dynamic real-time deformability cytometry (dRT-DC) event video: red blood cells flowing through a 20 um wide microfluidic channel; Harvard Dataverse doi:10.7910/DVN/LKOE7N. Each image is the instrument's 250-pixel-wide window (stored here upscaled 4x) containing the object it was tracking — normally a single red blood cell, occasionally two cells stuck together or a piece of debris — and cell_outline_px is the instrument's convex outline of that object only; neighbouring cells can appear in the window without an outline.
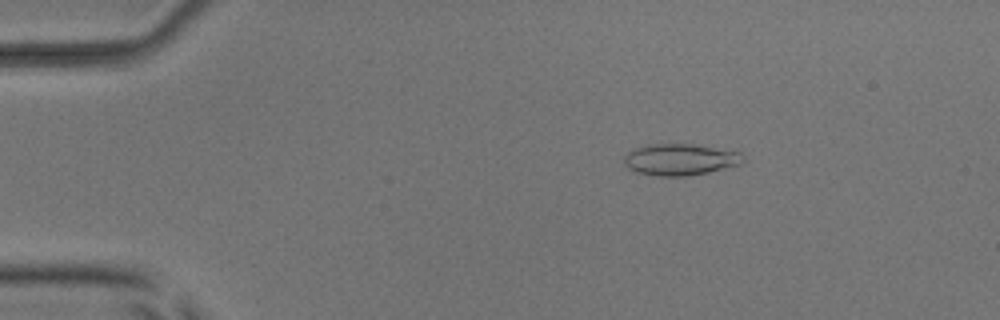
{"species": "common noctule bat (a hibernating species)", "species_latin": "Nyctalus noctula", "temperature_condition": "room temperature", "stored_images_in_passage": 53, "camera_frame_rate_fps": 3000, "um_per_image_px": 0.085, "animal": {"sex": "male", "body_mass_g": 17.9, "forearm_length_mm": 54.2}, "frame": {"image": 1, "passage_image": 9, "time_ms": 2.667, "image_size_px": [1000, 320], "cell_outline_px": [[744, 160], [740, 164], [708, 172], [688, 176], [656, 176], [636, 172], [628, 168], [624, 164], [624, 156], [628, 152], [636, 148], [648, 144], [692, 144], [740, 152], [744, 156]], "centroid_in_image_um": [57.79, 13.56], "position_along_channel_um": 27.2, "area_um2": 21.79}}
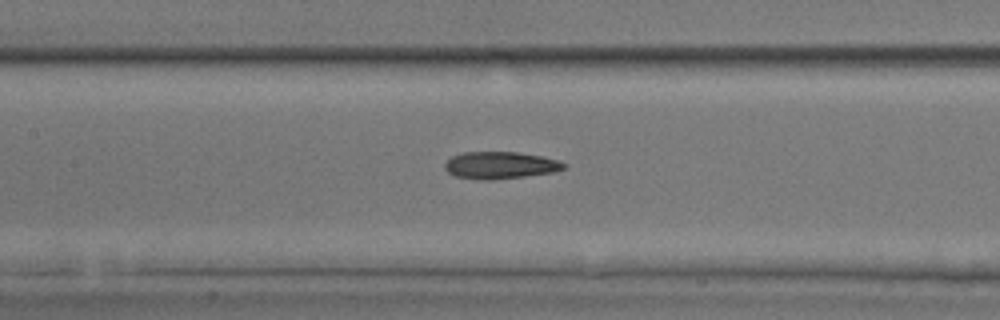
{"frame": {"image": 2, "passage_image": 25, "time_ms": 8.0, "image_size_px": [1000, 320], "cell_outline_px": [[568, 164], [564, 168], [552, 172], [524, 176], [492, 180], [476, 180], [456, 176], [448, 172], [444, 168], [444, 164], [452, 156], [464, 152], [516, 152], [540, 156], [556, 160]], "centroid_in_image_um": [42.48, 14.05], "position_along_channel_um": 164.9, "area_um2": 18.67}}
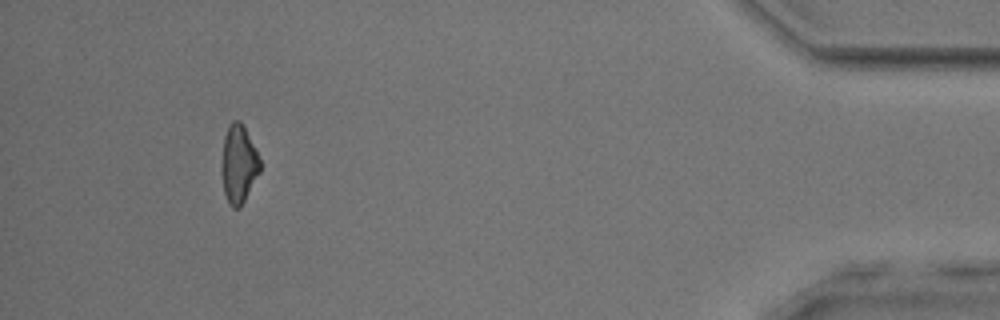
{"frame": {"image": 3, "passage_image": 49, "time_ms": 16.0, "image_size_px": [1000, 320], "cell_outline_px": [[260, 172], [240, 208], [232, 208], [228, 204], [224, 192], [220, 172], [220, 168], [224, 136], [228, 124], [232, 120], [240, 120], [260, 160]], "centroid_in_image_um": [20.24, 13.98], "position_along_channel_um": 415.0, "area_um2": 17.57}, "authors_computed_cell_mechanics": {"area_um2": 18.8428, "velocity_mm_per_s": 3.9276, "shape_relaxation_time_tau1_ms": 4.4856, "shape_relaxation_time_tau2_ms": 5.1925, "deformation_change_tau1": 0.1271, "deformation_change_tau2": 0.1442}}